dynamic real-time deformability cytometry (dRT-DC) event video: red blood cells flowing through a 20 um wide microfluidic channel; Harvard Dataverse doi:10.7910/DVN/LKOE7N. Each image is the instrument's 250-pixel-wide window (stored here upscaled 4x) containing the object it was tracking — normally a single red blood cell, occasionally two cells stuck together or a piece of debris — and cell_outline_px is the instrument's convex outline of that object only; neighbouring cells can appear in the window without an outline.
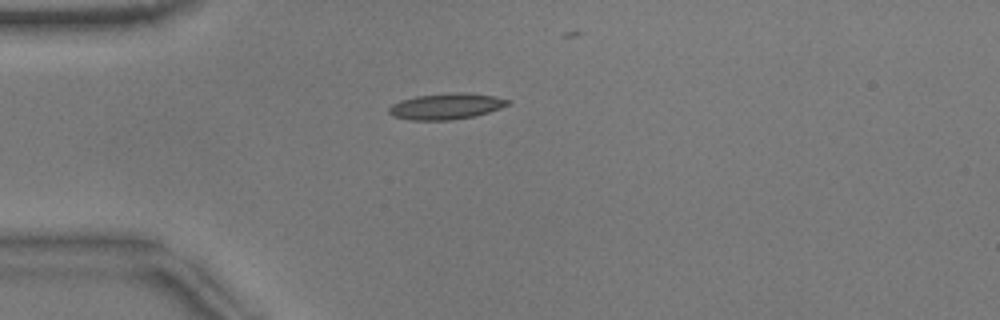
{"species": "common noctule bat (a hibernating species)", "species_latin": "Nyctalus noctula", "temperature_condition": "warm", "stored_images_in_passage": 29, "camera_frame_rate_fps": 3000, "um_per_image_px": 0.085, "animal": {"sex": "male", "body_mass_g": 17.9}, "frame": {"image": 1, "passage_image": 1, "time_ms": 0.0, "image_size_px": [1000, 320], "cell_outline_px": [[512, 104], [476, 116], [452, 120], [412, 120], [392, 116], [388, 112], [388, 108], [392, 104], [400, 100], [416, 96], [448, 92], [464, 92], [492, 96], [512, 100]], "centroid_in_image_um": [37.93, 9.03], "position_along_channel_um": 47.1, "area_um2": 18.26}}
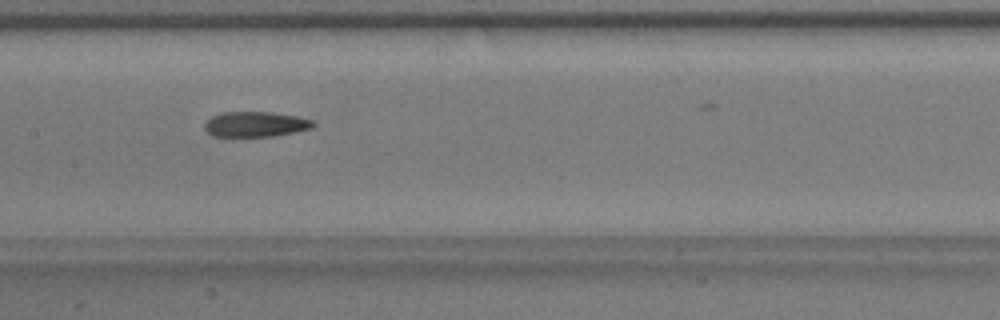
{"frame": {"image": 2, "passage_image": 13, "time_ms": 4.0, "image_size_px": [1000, 320], "cell_outline_px": [[316, 124], [312, 128], [272, 136], [212, 136], [204, 128], [204, 124], [212, 116], [220, 112], [268, 112], [300, 116], [312, 120]], "centroid_in_image_um": [21.72, 10.55], "position_along_channel_um": 185.7, "area_um2": 15.9}}
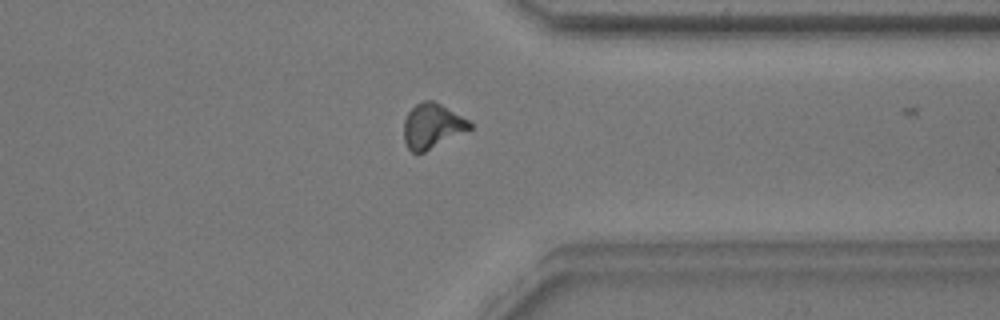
{"frame": {"image": 3, "passage_image": 28, "time_ms": 9.0, "image_size_px": [1000, 320], "cell_outline_px": [[472, 128], [424, 152], [412, 152], [408, 148], [404, 140], [404, 120], [408, 112], [416, 104], [424, 100], [432, 100], [440, 104], [468, 120], [472, 124]], "centroid_in_image_um": [36.71, 10.7], "position_along_channel_um": 374.7, "area_um2": 16.88}}